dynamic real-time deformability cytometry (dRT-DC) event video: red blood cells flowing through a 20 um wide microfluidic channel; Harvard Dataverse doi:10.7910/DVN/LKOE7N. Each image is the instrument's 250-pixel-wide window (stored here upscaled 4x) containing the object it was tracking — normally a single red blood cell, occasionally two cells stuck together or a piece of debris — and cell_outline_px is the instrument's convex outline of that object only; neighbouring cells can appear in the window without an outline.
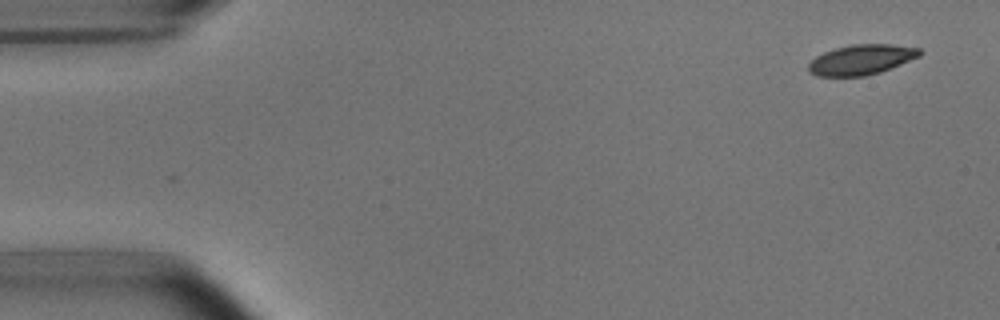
{"species": "common noctule bat (a hibernating species)", "species_latin": "Nyctalus noctula", "temperature_condition": "room temperature", "stored_images_in_passage": 50, "camera_frame_rate_fps": 3000, "um_per_image_px": 0.085, "animal": {"sex": "male", "body_mass_g": 15.6}, "frame": {"image": 1, "passage_image": 1, "time_ms": 0.0, "image_size_px": [1000, 320], "cell_outline_px": [[924, 52], [920, 56], [880, 72], [864, 76], [816, 76], [808, 72], [808, 64], [816, 56], [824, 52], [836, 48], [852, 44], [892, 44], [920, 48]], "centroid_in_image_um": [73.22, 5.07], "position_along_channel_um": 11.8, "area_um2": 19.54}}
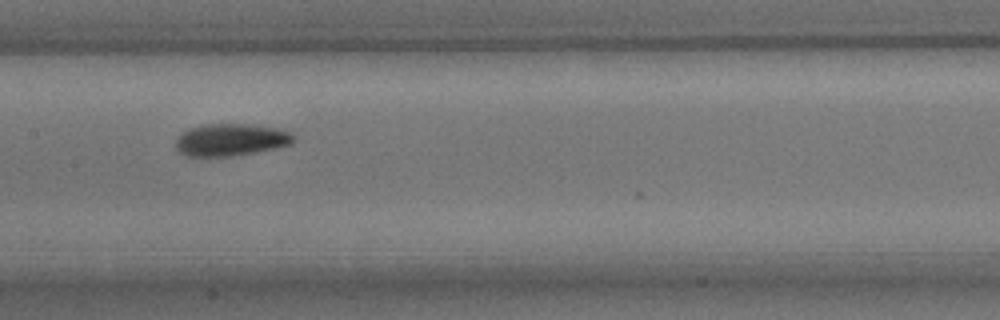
{"frame": {"image": 2, "passage_image": 24, "time_ms": 7.667, "image_size_px": [1000, 320], "cell_outline_px": [[296, 140], [292, 144], [276, 148], [256, 152], [228, 156], [188, 156], [180, 152], [176, 148], [176, 140], [180, 132], [188, 128], [200, 124], [248, 124], [276, 128], [288, 132], [296, 136]], "centroid_in_image_um": [19.61, 11.87], "position_along_channel_um": 187.8, "area_um2": 22.25}}
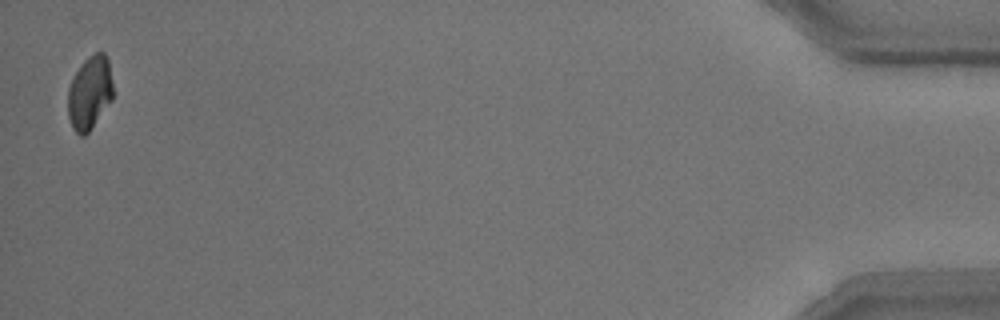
{"frame": {"image": 3, "passage_image": 50, "time_ms": 16.333, "image_size_px": [1000, 320], "cell_outline_px": [[112, 100], [88, 132], [84, 136], [80, 136], [72, 128], [68, 116], [68, 88], [80, 64], [88, 56], [96, 52], [104, 52], [108, 60], [112, 84]], "centroid_in_image_um": [7.61, 7.88], "position_along_channel_um": 427.6, "area_um2": 19.19}, "authors_computed_cell_mechanics": {"area_um2": 20.9525, "velocity_mm_per_s": 3.7881, "shape_relaxation_time_tau1_ms": 3.3797, "shape_relaxation_time_tau2_ms": 3.8309, "deformation_change_tau1": 0.1225, "deformation_change_tau2": 0.0984}}